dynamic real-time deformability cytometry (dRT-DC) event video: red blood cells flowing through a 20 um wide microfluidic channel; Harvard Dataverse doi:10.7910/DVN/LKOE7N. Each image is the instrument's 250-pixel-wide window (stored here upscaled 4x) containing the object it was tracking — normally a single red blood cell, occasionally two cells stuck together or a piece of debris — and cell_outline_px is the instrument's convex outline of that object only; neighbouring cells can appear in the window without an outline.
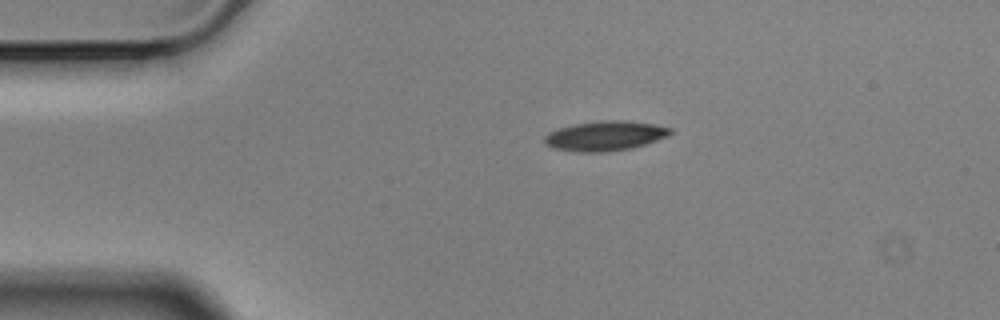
{"species": "Egyptian fruit bat (a non-hibernating species)", "species_latin": "Rousettus aegyptiacus", "temperature_condition": "cold", "stored_images_in_passage": 6, "camera_frame_rate_fps": 3000, "um_per_image_px": 0.085, "animal": {"sex": "male"}, "frame": {"image": 1, "passage_image": 6, "time_ms": 1.667, "image_size_px": [1000, 320], "cell_outline_px": [[672, 132], [668, 136], [632, 148], [608, 152], [576, 152], [552, 148], [544, 144], [544, 136], [548, 132], [560, 128], [576, 124], [608, 120], [616, 120], [652, 124], [672, 128]], "centroid_in_image_um": [51.39, 11.57], "position_along_channel_um": 33.6, "area_um2": 21.62}}